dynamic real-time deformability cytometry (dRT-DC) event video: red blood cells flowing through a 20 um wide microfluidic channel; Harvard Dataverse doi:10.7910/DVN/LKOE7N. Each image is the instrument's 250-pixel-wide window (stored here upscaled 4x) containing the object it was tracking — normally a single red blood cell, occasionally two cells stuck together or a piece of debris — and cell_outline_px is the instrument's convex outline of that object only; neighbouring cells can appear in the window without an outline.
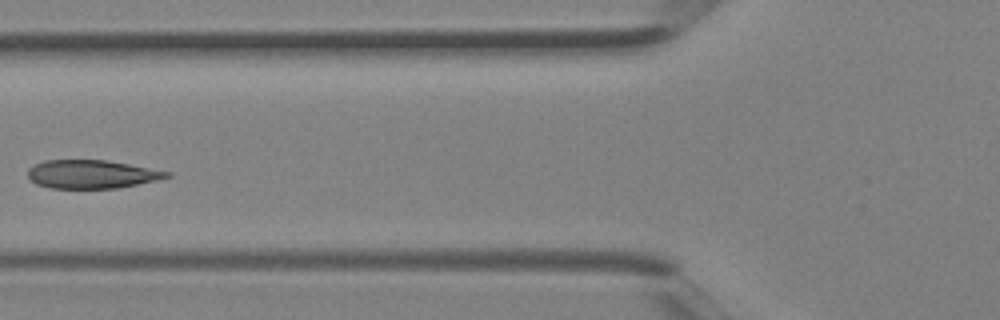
{"species": "Egyptian fruit bat (a non-hibernating species)", "species_latin": "Rousettus aegyptiacus", "temperature_condition": "room temperature", "stored_images_in_passage": 4, "camera_frame_rate_fps": 3000, "um_per_image_px": 0.085, "animal": {"sex": "female"}, "frame": {"image": 1, "passage_image": 4, "time_ms": 1.0, "image_size_px": [1000, 320], "cell_outline_px": [[172, 176], [156, 180], [116, 188], [48, 188], [36, 184], [28, 176], [28, 168], [44, 160], [108, 160], [172, 172]], "centroid_in_image_um": [7.79, 14.8], "position_along_channel_um": 118.0, "area_um2": 22.95}}